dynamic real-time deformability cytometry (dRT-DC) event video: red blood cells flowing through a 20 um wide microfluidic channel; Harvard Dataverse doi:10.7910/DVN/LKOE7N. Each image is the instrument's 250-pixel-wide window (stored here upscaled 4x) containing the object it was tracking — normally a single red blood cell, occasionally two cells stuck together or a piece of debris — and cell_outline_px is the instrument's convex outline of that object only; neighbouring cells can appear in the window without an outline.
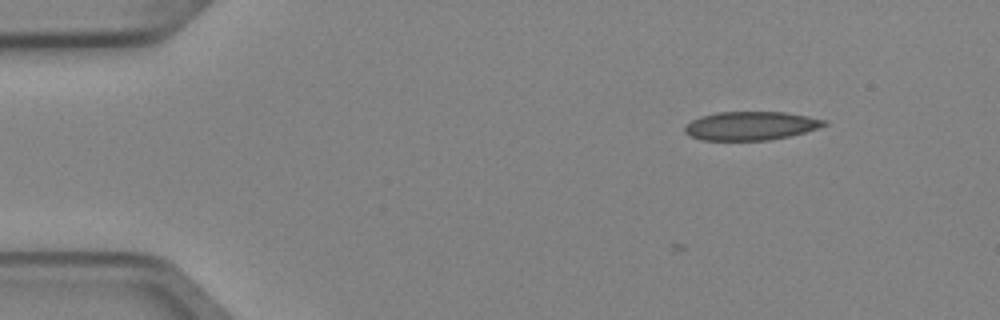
{"species": "Egyptian fruit bat (a non-hibernating species)", "species_latin": "Rousettus aegyptiacus", "temperature_condition": "cold", "stored_images_in_passage": 5, "camera_frame_rate_fps": 3000, "um_per_image_px": 0.085, "animal": {"sex": "female"}, "frame": {"image": 1, "passage_image": 3, "time_ms": 0.667, "image_size_px": [1000, 320], "cell_outline_px": [[828, 124], [804, 132], [788, 136], [768, 140], [700, 140], [684, 132], [684, 128], [692, 120], [700, 116], [720, 112], [784, 112], [808, 116], [828, 120]], "centroid_in_image_um": [63.82, 10.69], "position_along_channel_um": 21.2, "area_um2": 23.06}}